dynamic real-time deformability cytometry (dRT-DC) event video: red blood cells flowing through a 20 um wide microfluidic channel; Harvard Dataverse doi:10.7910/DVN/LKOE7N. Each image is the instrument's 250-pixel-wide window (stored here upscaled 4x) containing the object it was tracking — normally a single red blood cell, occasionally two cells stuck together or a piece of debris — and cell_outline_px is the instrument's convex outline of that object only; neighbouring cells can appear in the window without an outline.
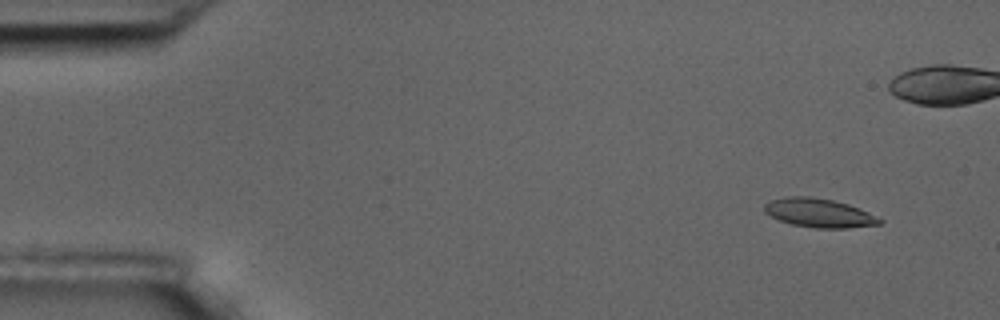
{"species": "common noctule bat (a hibernating species)", "species_latin": "Nyctalus noctula", "temperature_condition": "room temperature", "stored_images_in_passage": 55, "camera_frame_rate_fps": 3000, "um_per_image_px": 0.085, "animal": {"sex": "male", "body_mass_g": 17.5, "forearm_length_mm": 52.3}, "frame": {"image": 1, "passage_image": 3, "time_ms": 0.667, "image_size_px": [1000, 320], "cell_outline_px": [[884, 220], [880, 224], [848, 228], [816, 228], [792, 224], [780, 220], [764, 212], [764, 204], [768, 200], [788, 196], [808, 196], [832, 200], [848, 204], [868, 212]], "centroid_in_image_um": [69.6, 18.09], "position_along_channel_um": 15.4, "area_um2": 19.31}}
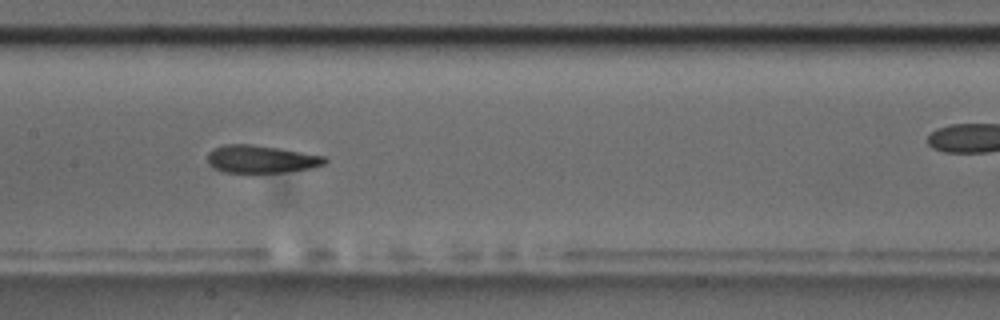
{"frame": {"image": 2, "passage_image": 26, "time_ms": 8.333, "image_size_px": [1000, 320], "cell_outline_px": [[328, 160], [324, 164], [312, 168], [284, 172], [224, 172], [212, 168], [208, 164], [208, 152], [212, 148], [224, 144], [252, 144], [280, 148], [324, 156]], "centroid_in_image_um": [22.16, 13.52], "position_along_channel_um": 185.2, "area_um2": 19.02}}
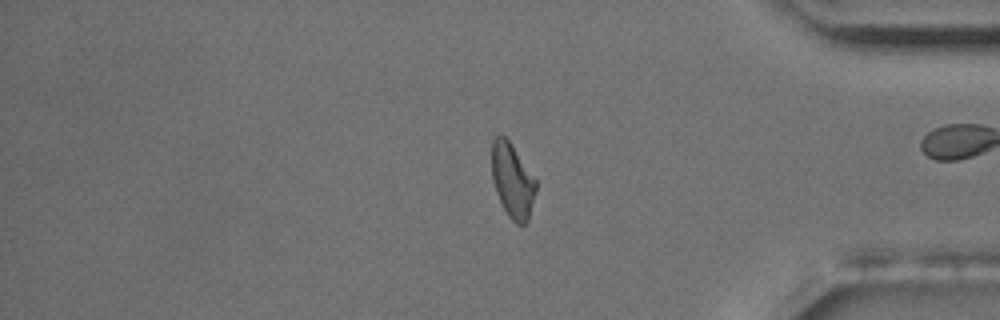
{"frame": {"image": 3, "passage_image": 45, "time_ms": 14.667, "image_size_px": [1000, 320], "cell_outline_px": [[536, 188], [528, 220], [524, 224], [516, 224], [508, 216], [496, 192], [492, 180], [492, 140], [500, 132], [508, 140], [536, 180]], "centroid_in_image_um": [43.53, 15.34], "position_along_channel_um": 391.7, "area_um2": 18.84}, "authors_computed_cell_mechanics": {"area_um2": 19.4786, "velocity_mm_per_s": 3.6201, "shape_relaxation_time_tau1_ms": 3.921, "shape_relaxation_time_tau2_ms": 2.2917, "deformation_change_tau1": 0.1362, "deformation_change_tau2": 0.106}}